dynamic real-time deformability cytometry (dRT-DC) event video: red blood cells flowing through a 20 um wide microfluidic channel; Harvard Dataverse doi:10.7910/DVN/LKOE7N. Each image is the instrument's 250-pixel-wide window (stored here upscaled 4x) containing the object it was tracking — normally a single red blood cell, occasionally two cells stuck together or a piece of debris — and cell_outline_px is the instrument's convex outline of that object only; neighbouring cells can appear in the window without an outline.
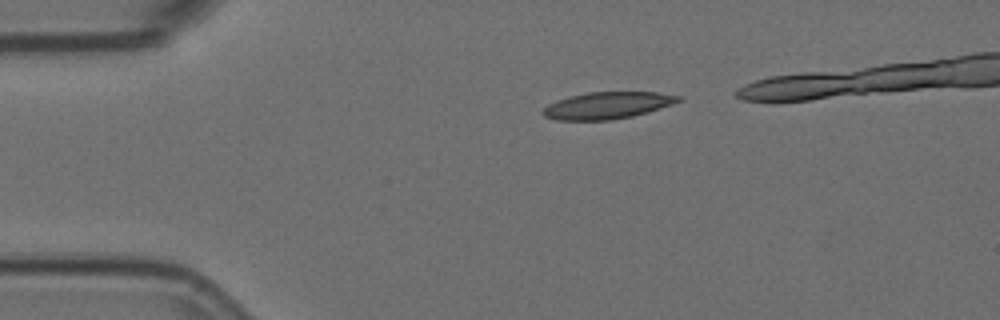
{"species": "Egyptian fruit bat (a non-hibernating species)", "species_latin": "Rousettus aegyptiacus", "temperature_condition": "room temperature", "stored_images_in_passage": 4, "camera_frame_rate_fps": 3000, "um_per_image_px": 0.085, "animal": {"sex": "female"}, "frame": {"image": 1, "passage_image": 1, "time_ms": 0.0, "image_size_px": [1000, 320], "cell_outline_px": [[684, 100], [672, 104], [632, 116], [612, 120], [556, 120], [544, 116], [540, 112], [548, 104], [556, 100], [588, 92], [660, 92], [680, 96]], "centroid_in_image_um": [51.61, 8.96], "position_along_channel_um": 33.4, "area_um2": 21.15}}